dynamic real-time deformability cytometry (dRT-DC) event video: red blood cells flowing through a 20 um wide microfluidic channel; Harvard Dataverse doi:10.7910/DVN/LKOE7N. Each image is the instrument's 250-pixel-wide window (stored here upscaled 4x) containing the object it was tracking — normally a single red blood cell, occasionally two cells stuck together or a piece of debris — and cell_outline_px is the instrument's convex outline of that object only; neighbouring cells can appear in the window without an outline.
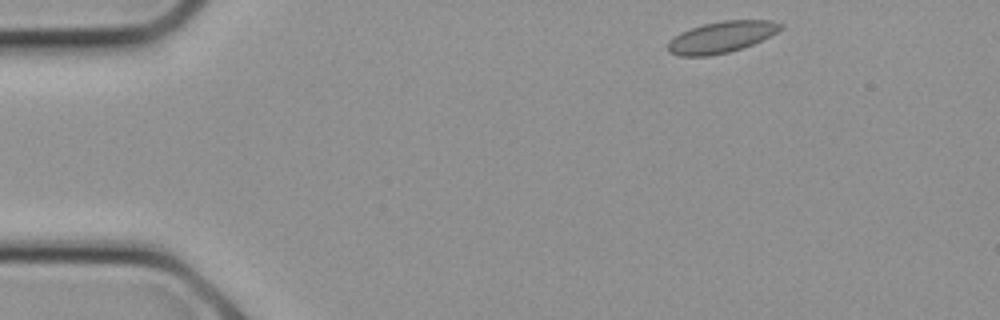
{"species": "common noctule bat (a hibernating species)", "species_latin": "Nyctalus noctula", "temperature_condition": "cold", "stored_images_in_passage": 5, "camera_frame_rate_fps": 3000, "um_per_image_px": 0.085, "animal": {"sex": "female", "body_mass_g": 21.9}, "frame": {"image": 1, "passage_image": 1, "time_ms": 0.0, "image_size_px": [1000, 320], "cell_outline_px": [[784, 28], [752, 44], [728, 52], [708, 56], [680, 56], [668, 52], [668, 44], [680, 32], [704, 24], [724, 20], [772, 20], [784, 24]], "centroid_in_image_um": [61.34, 3.14], "position_along_channel_um": 23.7, "area_um2": 20.29}}